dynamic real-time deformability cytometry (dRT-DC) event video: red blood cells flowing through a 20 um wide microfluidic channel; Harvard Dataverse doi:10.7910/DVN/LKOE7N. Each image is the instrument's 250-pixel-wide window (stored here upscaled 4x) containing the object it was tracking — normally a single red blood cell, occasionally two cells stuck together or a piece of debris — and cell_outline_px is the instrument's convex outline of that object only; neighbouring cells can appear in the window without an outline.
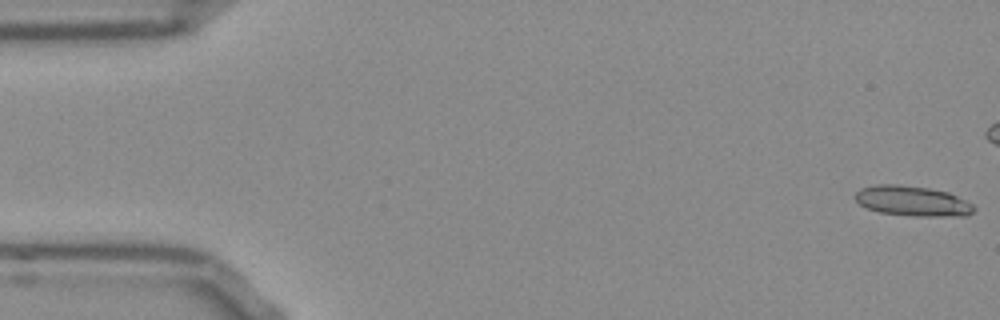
{"species": "Egyptian fruit bat (a non-hibernating species)", "species_latin": "Rousettus aegyptiacus", "temperature_condition": "room temperature", "stored_images_in_passage": 53, "camera_frame_rate_fps": 3000, "um_per_image_px": 0.085, "frame": {"image": 1, "passage_image": 1, "time_ms": 0.0, "image_size_px": [1000, 320], "cell_outline_px": [[976, 208], [968, 216], [912, 216], [880, 212], [864, 208], [856, 200], [856, 192], [860, 188], [876, 184], [900, 184], [928, 188], [948, 192], [972, 204]], "centroid_in_image_um": [77.54, 17.09], "position_along_channel_um": 7.5, "area_um2": 20.92}}
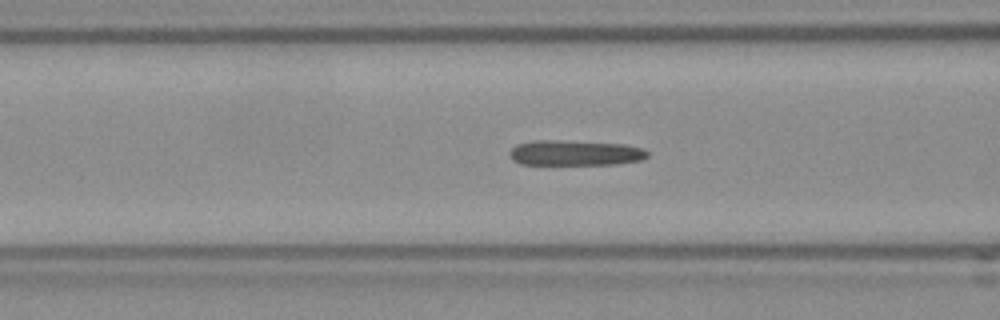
{"frame": {"image": 2, "passage_image": 20, "time_ms": 6.333, "image_size_px": [1000, 320], "cell_outline_px": [[648, 156], [640, 160], [616, 164], [520, 164], [512, 160], [508, 156], [508, 152], [516, 144], [536, 140], [560, 140], [624, 144], [644, 148], [648, 152]], "centroid_in_image_um": [48.85, 12.99], "position_along_channel_um": 117.8, "area_um2": 20.46}}
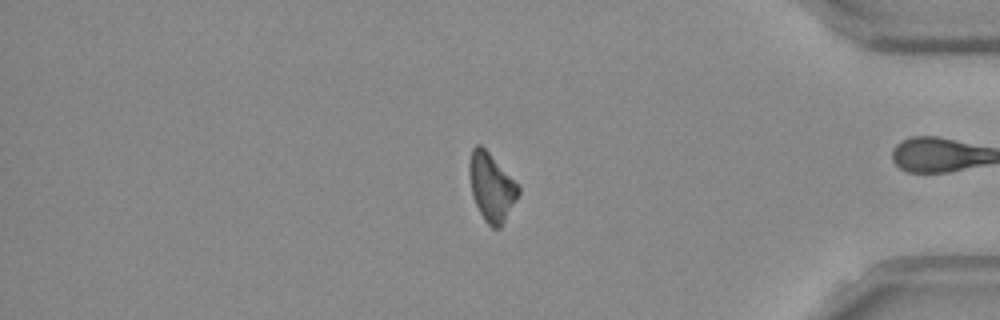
{"frame": {"image": 3, "passage_image": 44, "time_ms": 14.333, "image_size_px": [1000, 320], "cell_outline_px": [[520, 192], [516, 200], [500, 228], [492, 228], [484, 220], [476, 204], [472, 192], [468, 172], [468, 164], [472, 148], [476, 144], [480, 144], [520, 184]], "centroid_in_image_um": [41.78, 15.88], "position_along_channel_um": 393.4, "area_um2": 19.48}}